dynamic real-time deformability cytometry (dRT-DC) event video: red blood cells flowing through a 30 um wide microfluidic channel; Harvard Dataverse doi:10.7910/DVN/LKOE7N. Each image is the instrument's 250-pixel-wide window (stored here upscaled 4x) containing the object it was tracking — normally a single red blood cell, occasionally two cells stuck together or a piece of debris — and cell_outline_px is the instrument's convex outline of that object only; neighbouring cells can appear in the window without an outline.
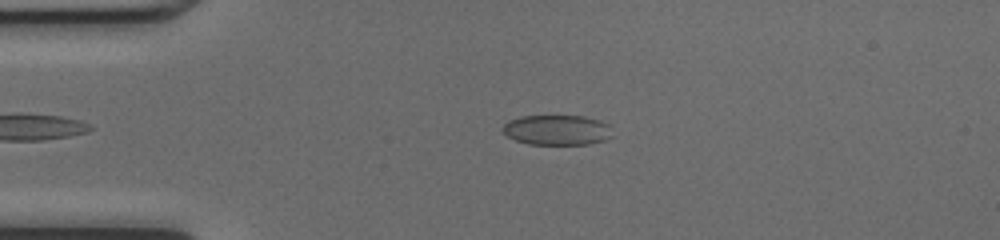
{"species": "common noctule bat (a hibernating species)", "species_latin": "Nyctalus noctula", "temperature_condition": "cold", "stored_images_in_passage": 44, "camera_frame_rate_fps": 3000, "um_per_image_px": 0.085, "animal": {"sex": "female", "body_mass_g": 17.0, "forearm_length_mm": 48.0}, "frame": {"image": 1, "passage_image": 11, "time_ms": 3.333, "image_size_px": [1000, 240], "cell_outline_px": [[612, 136], [604, 140], [588, 144], [528, 144], [516, 140], [508, 136], [504, 132], [504, 124], [508, 120], [520, 116], [580, 116], [596, 120], [608, 124]], "centroid_in_image_um": [47.32, 11.05], "position_along_channel_um": 37.7, "area_um2": 18.96}}
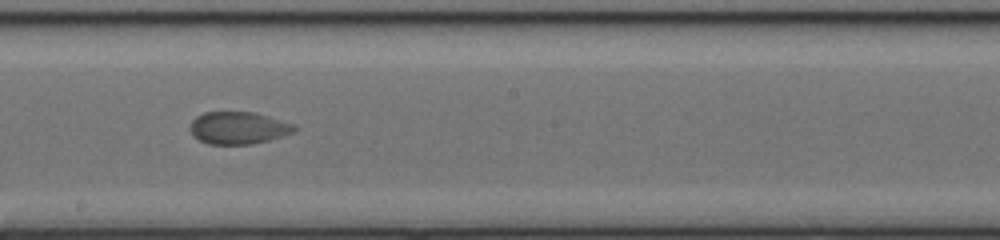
{"frame": {"image": 2, "passage_image": 27, "time_ms": 8.667, "image_size_px": [1000, 240], "cell_outline_px": [[296, 132], [268, 140], [252, 144], [208, 144], [200, 140], [192, 132], [192, 120], [196, 116], [204, 112], [256, 112], [296, 124]], "centroid_in_image_um": [20.33, 10.86], "position_along_channel_um": 227.9, "area_um2": 19.59}}
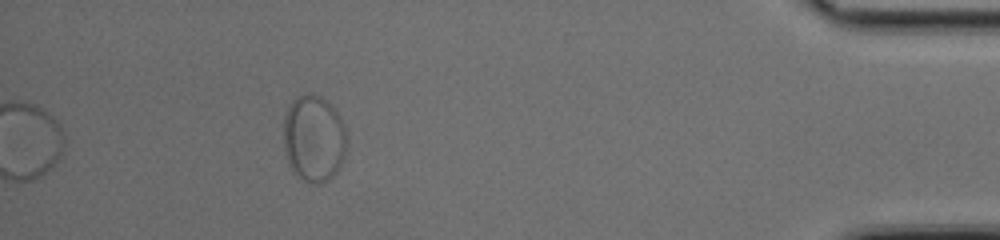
{"frame": {"image": 3, "passage_image": 44, "time_ms": 14.333, "image_size_px": [1000, 240], "cell_outline_px": [[344, 156], [336, 172], [328, 180], [320, 184], [312, 184], [304, 180], [288, 164], [284, 152], [284, 116], [292, 100], [296, 96], [308, 92], [312, 92], [320, 96], [336, 112], [344, 124]], "centroid_in_image_um": [26.63, 11.75], "position_along_channel_um": 408.6, "area_um2": 31.62}}